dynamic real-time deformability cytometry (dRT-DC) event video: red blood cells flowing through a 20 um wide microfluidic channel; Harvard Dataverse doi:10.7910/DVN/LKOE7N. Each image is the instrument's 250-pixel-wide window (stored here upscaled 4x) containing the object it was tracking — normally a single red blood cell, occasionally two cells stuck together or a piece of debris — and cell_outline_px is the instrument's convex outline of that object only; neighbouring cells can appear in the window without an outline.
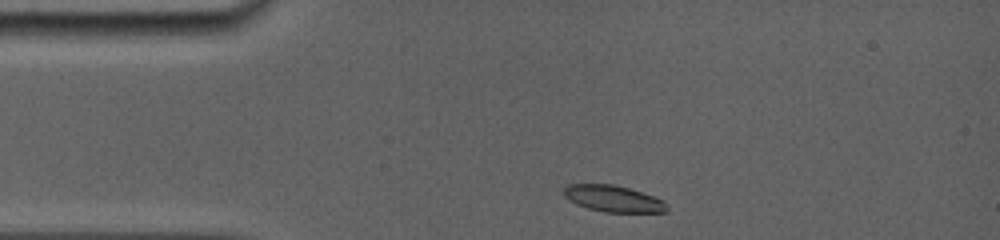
{"species": "common noctule bat (a hibernating species)", "species_latin": "Nyctalus noctula", "temperature_condition": "room temperature", "stored_images_in_passage": 9, "camera_frame_rate_fps": 5000, "um_per_image_px": 0.085, "animal": {"sex": "female", "body_mass_g": 19.0, "forearm_length_mm": 56.7}, "frame": {"image": 1, "passage_image": 1, "time_ms": 0.0, "image_size_px": [1000, 240], "cell_outline_px": [[668, 208], [664, 212], [604, 212], [588, 208], [576, 204], [568, 200], [564, 196], [564, 188], [568, 184], [616, 184], [664, 200], [668, 204]], "centroid_in_image_um": [52.12, 16.88], "position_along_channel_um": 32.9, "area_um2": 15.9}}